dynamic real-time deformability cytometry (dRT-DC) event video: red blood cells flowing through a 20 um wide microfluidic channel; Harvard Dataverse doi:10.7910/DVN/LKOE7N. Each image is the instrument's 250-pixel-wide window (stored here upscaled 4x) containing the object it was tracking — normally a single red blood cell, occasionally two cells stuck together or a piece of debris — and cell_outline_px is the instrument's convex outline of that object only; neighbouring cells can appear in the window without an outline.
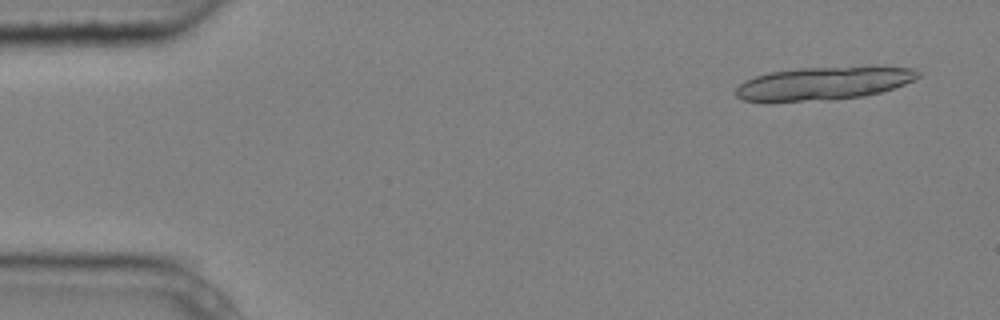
{"species": "common noctule bat (a hibernating species)", "species_latin": "Nyctalus noctula", "temperature_condition": "cold", "stored_images_in_passage": 3, "camera_frame_rate_fps": 3000, "um_per_image_px": 0.085, "animal": {"sex": "male", "body_mass_g": 20.4}, "frame": {"image": 1, "passage_image": 1, "time_ms": 0.0, "image_size_px": [1000, 320], "cell_outline_px": [[920, 76], [904, 84], [880, 92], [864, 96], [828, 100], [744, 100], [736, 96], [736, 88], [744, 80], [768, 72], [800, 68], [916, 68], [920, 72]], "centroid_in_image_um": [69.97, 7.09], "position_along_channel_um": 15.0, "area_um2": 33.99}}